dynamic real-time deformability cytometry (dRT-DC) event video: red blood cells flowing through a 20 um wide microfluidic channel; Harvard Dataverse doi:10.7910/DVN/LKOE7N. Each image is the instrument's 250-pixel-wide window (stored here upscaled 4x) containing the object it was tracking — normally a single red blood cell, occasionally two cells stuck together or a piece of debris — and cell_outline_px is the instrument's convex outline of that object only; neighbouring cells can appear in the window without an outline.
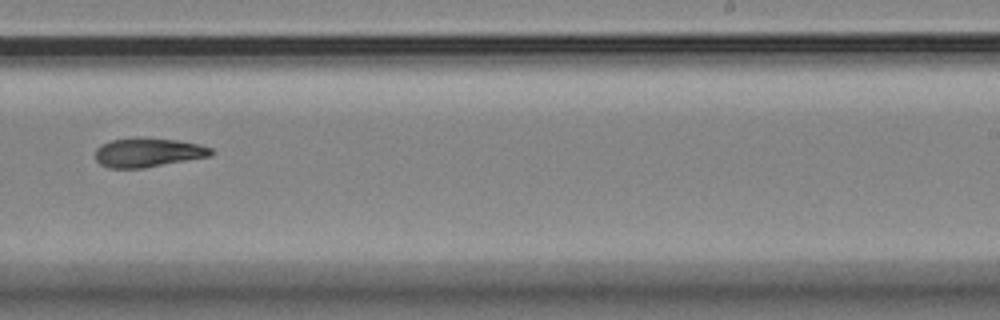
{"species": "Egyptian fruit bat (a non-hibernating species)", "species_latin": "Rousettus aegyptiacus", "temperature_condition": "room temperature", "stored_images_in_passage": 15, "camera_frame_rate_fps": 3000, "um_per_image_px": 0.085, "animal": {"sex": "female"}, "frame": {"image": 1, "passage_image": 9, "time_ms": 11.333, "image_size_px": [1000, 320], "cell_outline_px": [[212, 156], [144, 168], [108, 168], [100, 164], [96, 160], [96, 148], [100, 144], [112, 140], [136, 136], [176, 140], [196, 144], [212, 148]], "centroid_in_image_um": [12.54, 12.95], "position_along_channel_um": 276.5, "area_um2": 19.83}}
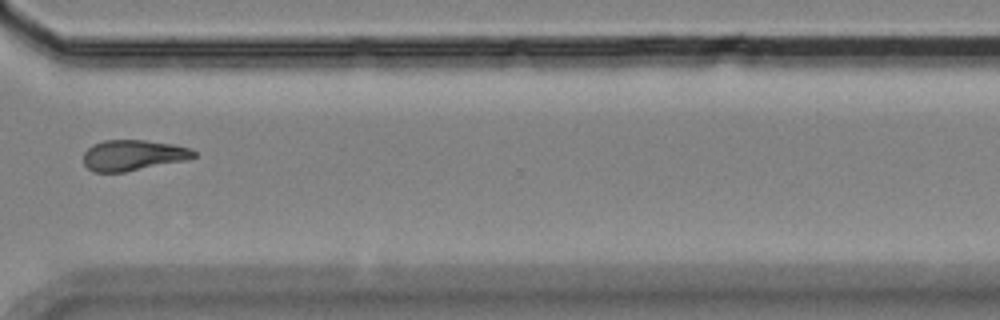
{"frame": {"image": 2, "passage_image": 11, "time_ms": 13.667, "image_size_px": [1000, 320], "cell_outline_px": [[196, 156], [184, 160], [124, 172], [92, 172], [84, 164], [84, 152], [92, 144], [104, 140], [144, 140], [172, 144], [192, 148], [196, 152]], "centroid_in_image_um": [11.29, 13.19], "position_along_channel_um": 359.3, "area_um2": 19.65}}
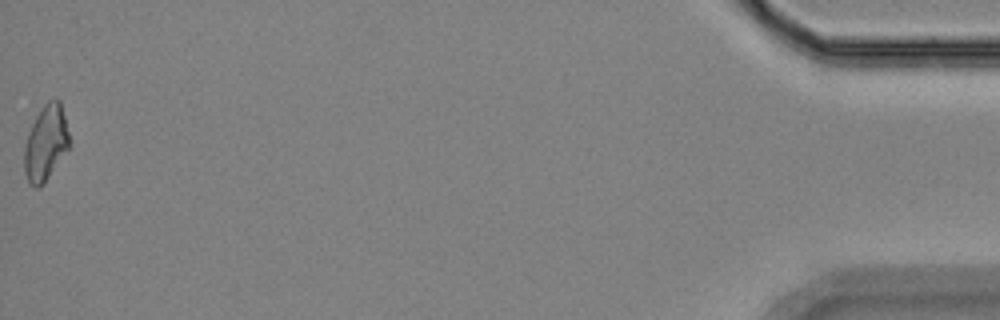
{"frame": {"image": 3, "passage_image": 15, "time_ms": 18.333, "image_size_px": [1000, 320], "cell_outline_px": [[72, 144], [44, 184], [36, 188], [28, 184], [24, 172], [24, 148], [28, 132], [40, 108], [48, 100], [60, 100]], "centroid_in_image_um": [3.9, 12.18], "position_along_channel_um": 431.3, "area_um2": 20.11}, "authors_computed_cell_mechanics": {"area_um2": 18.4382, "velocity_mm_per_s": 3.551, "shape_relaxation_time_tau1_ms": 6.8596, "shape_relaxation_time_tau2_ms": null, "deformation_change_tau1": 0.1334, "deformation_change_tau2": null}}